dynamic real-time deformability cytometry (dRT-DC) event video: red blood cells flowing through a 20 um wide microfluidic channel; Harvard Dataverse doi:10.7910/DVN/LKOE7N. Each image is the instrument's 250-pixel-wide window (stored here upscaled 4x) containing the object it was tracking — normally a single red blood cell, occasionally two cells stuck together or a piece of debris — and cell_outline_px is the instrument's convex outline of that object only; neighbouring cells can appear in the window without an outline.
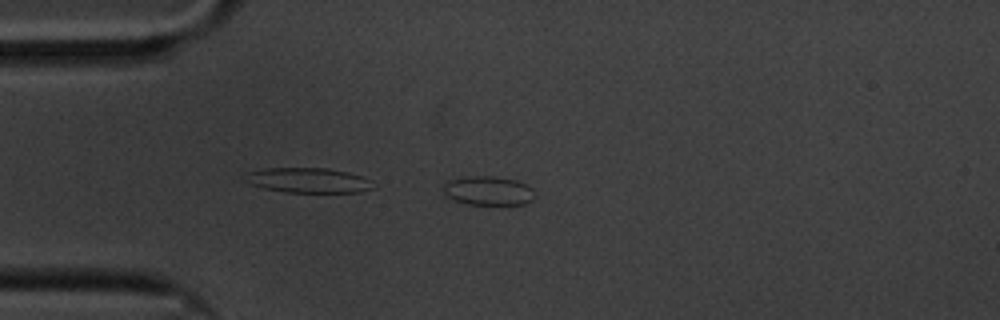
{"species": "common noctule bat (a hibernating species)", "species_latin": "Nyctalus noctula", "temperature_condition": "cold", "stored_images_in_passage": 8, "camera_frame_rate_fps": 3000, "um_per_image_px": 0.085, "animal": {"sex": "male", "body_mass_g": 20.1, "forearm_length_mm": 53.5}, "frame": {"image": 1, "passage_image": 2, "time_ms": 0.333, "image_size_px": [1000, 320], "cell_outline_px": [[532, 200], [524, 204], [468, 204], [444, 196], [444, 184], [448, 180], [468, 176], [492, 176], [516, 180], [532, 188]], "centroid_in_image_um": [41.46, 16.2], "position_along_channel_um": 43.5, "area_um2": 15.26}}
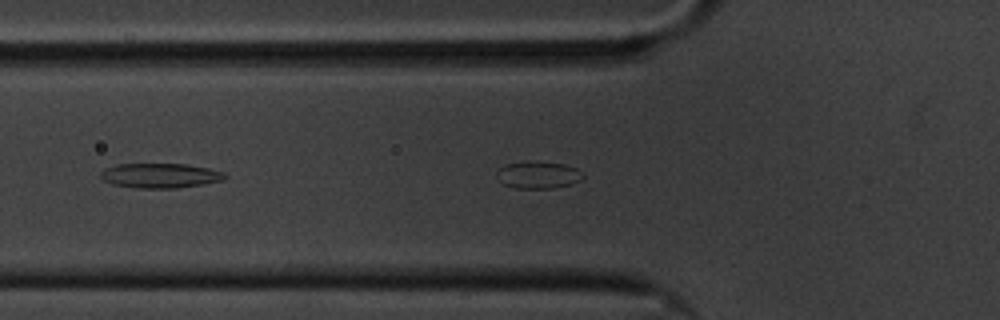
{"frame": {"image": 2, "passage_image": 7, "time_ms": 2.0, "image_size_px": [1000, 320], "cell_outline_px": [[228, 176], [224, 180], [204, 184], [176, 188], [136, 188], [112, 184], [104, 180], [100, 176], [100, 172], [104, 168], [116, 164], [184, 164], [208, 168], [224, 172]], "centroid_in_image_um": [13.62, 14.92], "position_along_channel_um": 112.2, "area_um2": 17.98}}